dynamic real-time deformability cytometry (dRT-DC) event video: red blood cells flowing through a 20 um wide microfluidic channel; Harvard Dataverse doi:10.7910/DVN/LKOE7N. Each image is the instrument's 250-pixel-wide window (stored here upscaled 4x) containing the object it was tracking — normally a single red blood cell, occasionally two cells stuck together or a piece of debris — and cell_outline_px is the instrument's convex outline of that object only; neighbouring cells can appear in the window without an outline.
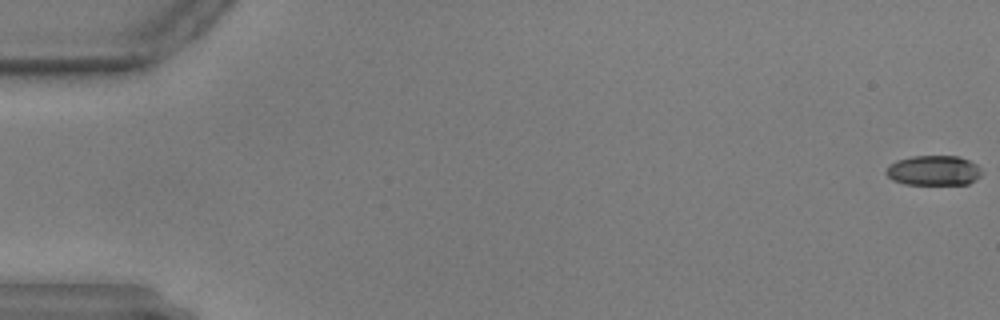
{"species": "common noctule bat (a hibernating species)", "species_latin": "Nyctalus noctula", "temperature_condition": "warm", "stored_images_in_passage": 59, "camera_frame_rate_fps": 3000, "um_per_image_px": 0.085, "animal": {"sex": "male", "body_mass_g": 17.9, "forearm_length_mm": 54.2}, "frame": {"image": 1, "passage_image": 1, "time_ms": 0.0, "image_size_px": [1000, 320], "cell_outline_px": [[980, 176], [968, 184], [904, 184], [892, 180], [884, 172], [888, 164], [896, 160], [912, 156], [960, 156], [976, 164], [980, 168]], "centroid_in_image_um": [79.31, 14.48], "position_along_channel_um": 5.7, "area_um2": 16.76}}
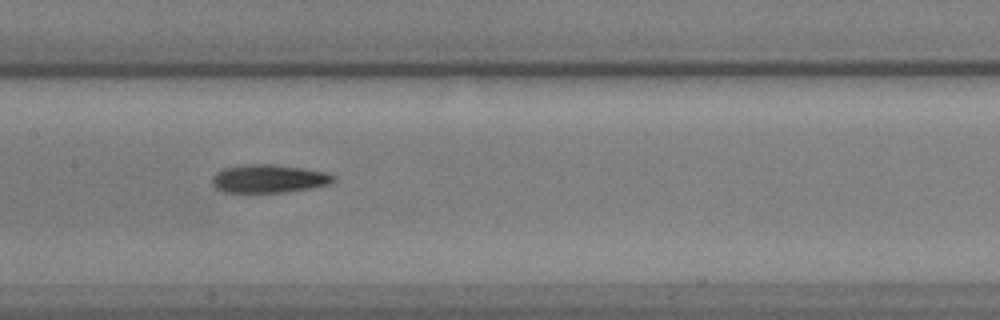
{"frame": {"image": 2, "passage_image": 30, "time_ms": 9.667, "image_size_px": [1000, 320], "cell_outline_px": [[336, 180], [328, 184], [312, 188], [284, 192], [224, 192], [216, 188], [212, 184], [212, 176], [216, 172], [224, 168], [244, 164], [272, 164], [304, 168], [328, 172], [336, 176]], "centroid_in_image_um": [22.87, 15.18], "position_along_channel_um": 184.5, "area_um2": 20.11}}
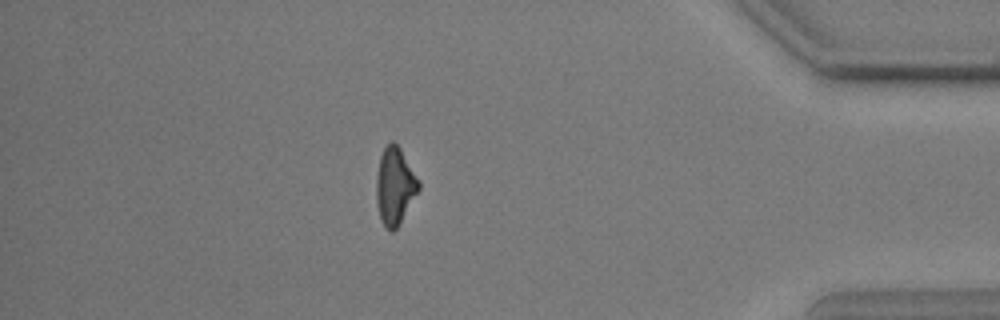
{"frame": {"image": 3, "passage_image": 52, "time_ms": 17.0, "image_size_px": [1000, 320], "cell_outline_px": [[420, 188], [396, 228], [392, 232], [380, 220], [376, 200], [376, 176], [380, 156], [384, 148], [392, 140], [400, 148], [420, 180]], "centroid_in_image_um": [33.56, 15.78], "position_along_channel_um": 401.6, "area_um2": 18.84}}